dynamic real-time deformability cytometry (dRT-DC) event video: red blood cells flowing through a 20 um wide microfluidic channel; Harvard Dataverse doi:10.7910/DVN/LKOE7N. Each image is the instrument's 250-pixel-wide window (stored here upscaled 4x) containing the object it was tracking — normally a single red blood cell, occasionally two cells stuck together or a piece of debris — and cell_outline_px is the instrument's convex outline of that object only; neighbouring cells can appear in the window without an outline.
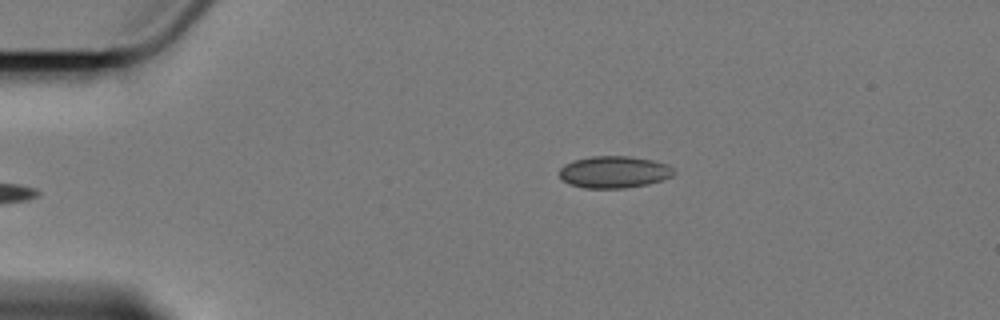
{"species": "Egyptian fruit bat (a non-hibernating species)", "species_latin": "Rousettus aegyptiacus", "temperature_condition": "cold", "stored_images_in_passage": 4, "camera_frame_rate_fps": 3000, "um_per_image_px": 0.085, "animal": {"sex": "female"}, "frame": {"image": 1, "passage_image": 4, "time_ms": 3.667, "image_size_px": [1000, 320], "cell_outline_px": [[676, 172], [672, 176], [648, 184], [624, 188], [584, 188], [568, 184], [560, 176], [560, 168], [564, 164], [576, 160], [592, 156], [628, 156], [652, 160], [668, 164]], "centroid_in_image_um": [52.2, 14.62], "position_along_channel_um": 32.8, "area_um2": 21.21}}